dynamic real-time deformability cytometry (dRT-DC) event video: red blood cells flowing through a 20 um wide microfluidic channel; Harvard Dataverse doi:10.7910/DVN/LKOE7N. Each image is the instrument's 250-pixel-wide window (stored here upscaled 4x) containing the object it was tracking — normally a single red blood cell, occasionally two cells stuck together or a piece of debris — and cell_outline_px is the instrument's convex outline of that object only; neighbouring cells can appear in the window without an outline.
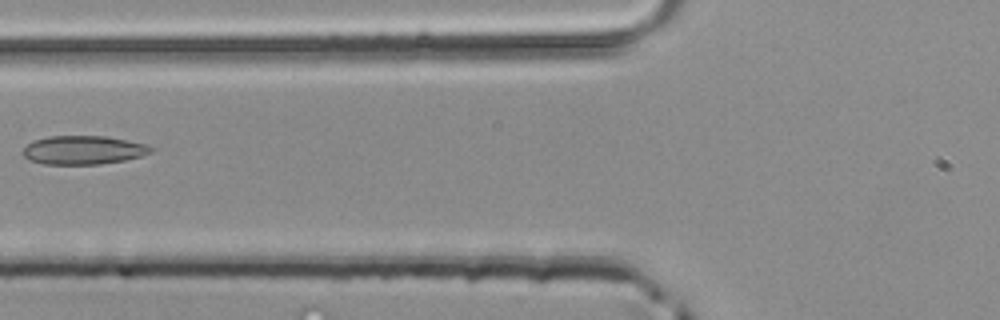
{"species": "common noctule bat (a hibernating species)", "species_latin": "Nyctalus noctula", "temperature_condition": "room temperature", "stored_images_in_passage": 5, "camera_frame_rate_fps": 3000, "um_per_image_px": 0.085, "animal": {"sex": "male", "body_mass_g": 20.4}, "frame": {"image": 1, "passage_image": 5, "time_ms": 1.333, "image_size_px": [1000, 320], "cell_outline_px": [[156, 148], [152, 152], [140, 156], [124, 160], [100, 164], [44, 164], [28, 160], [24, 156], [24, 148], [32, 140], [48, 136], [108, 136], [144, 144]], "centroid_in_image_um": [7.08, 12.75], "position_along_channel_um": 118.7, "area_um2": 21.39}}